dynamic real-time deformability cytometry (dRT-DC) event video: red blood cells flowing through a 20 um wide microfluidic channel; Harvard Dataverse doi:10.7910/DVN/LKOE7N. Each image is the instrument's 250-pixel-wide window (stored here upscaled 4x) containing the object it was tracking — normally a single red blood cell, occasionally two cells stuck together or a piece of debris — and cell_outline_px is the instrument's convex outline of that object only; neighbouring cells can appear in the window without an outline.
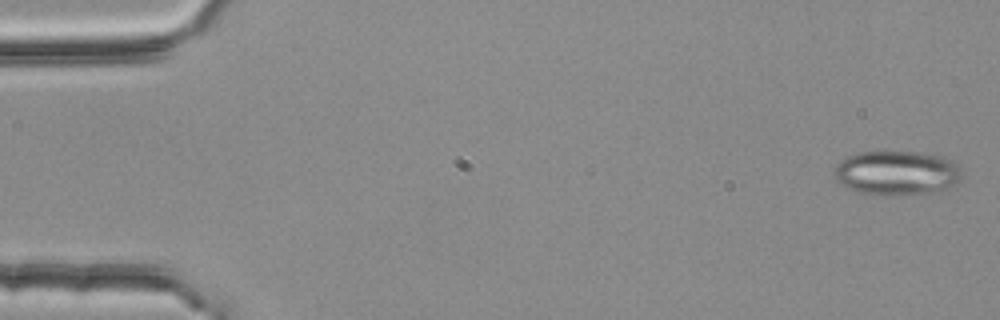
{"species": "common noctule bat (a hibernating species)", "species_latin": "Nyctalus noctula", "temperature_condition": "room temperature", "stored_images_in_passage": 4, "camera_frame_rate_fps": 3000, "um_per_image_px": 0.085, "animal": {"sex": "female", "body_mass_g": 25.1}, "frame": {"image": 1, "passage_image": 1, "time_ms": 0.0, "image_size_px": [1000, 320], "cell_outline_px": [[960, 180], [948, 188], [928, 192], [896, 196], [856, 192], [848, 188], [836, 180], [832, 172], [836, 164], [840, 160], [856, 152], [920, 152], [944, 156], [952, 160], [960, 168]], "centroid_in_image_um": [76.19, 14.69], "position_along_channel_um": 8.8, "area_um2": 33.18}}